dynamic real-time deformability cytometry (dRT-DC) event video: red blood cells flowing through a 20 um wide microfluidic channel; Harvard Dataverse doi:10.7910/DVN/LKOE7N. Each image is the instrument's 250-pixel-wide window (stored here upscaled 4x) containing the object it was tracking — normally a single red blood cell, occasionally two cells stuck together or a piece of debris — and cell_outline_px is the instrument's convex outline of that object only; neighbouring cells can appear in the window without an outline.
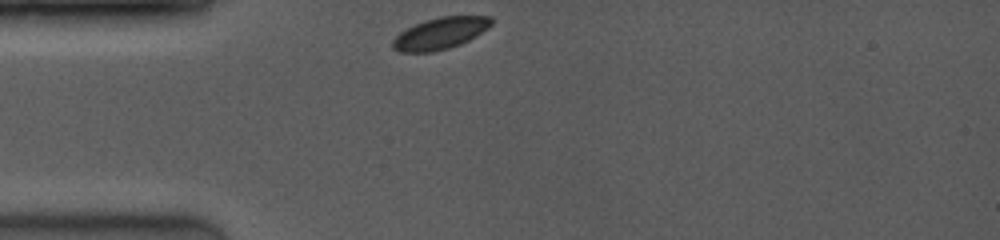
{"species": "common noctule bat (a hibernating species)", "species_latin": "Nyctalus noctula", "temperature_condition": "room temperature", "stored_images_in_passage": 9, "camera_frame_rate_fps": 4000, "um_per_image_px": 0.085, "animal": {"sex": "female", "body_mass_g": 19.0, "forearm_length_mm": 53.3}, "frame": {"image": 1, "passage_image": 1, "time_ms": 0.0, "image_size_px": [1000, 240], "cell_outline_px": [[492, 24], [488, 28], [476, 36], [460, 44], [448, 48], [432, 52], [400, 52], [392, 48], [392, 40], [400, 32], [424, 20], [440, 16], [488, 16], [492, 20]], "centroid_in_image_um": [37.41, 2.83], "position_along_channel_um": 47.6, "area_um2": 18.09}}
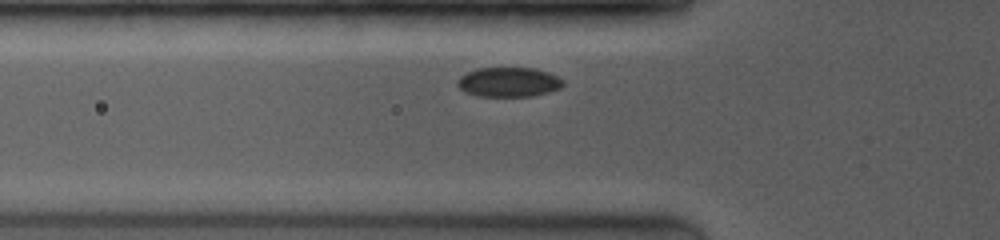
{"frame": {"image": 2, "passage_image": 4, "time_ms": 1.25, "image_size_px": [1000, 240], "cell_outline_px": [[564, 84], [560, 88], [548, 92], [532, 96], [476, 96], [464, 92], [456, 84], [460, 76], [476, 68], [536, 68], [548, 72], [564, 80]], "centroid_in_image_um": [43.23, 6.98], "position_along_channel_um": 82.6, "area_um2": 18.26}}
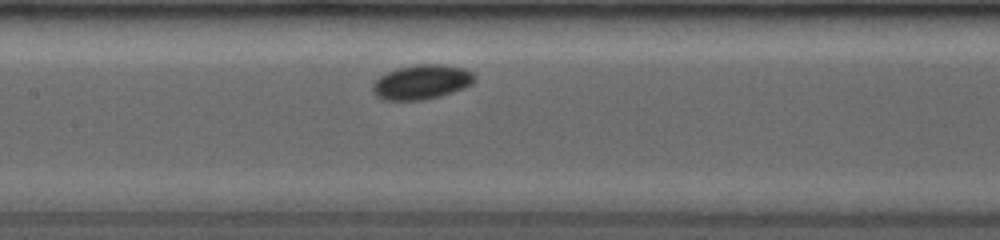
{"frame": {"image": 3, "passage_image": 9, "time_ms": 3.5, "image_size_px": [1000, 240], "cell_outline_px": [[476, 80], [472, 84], [464, 88], [440, 96], [424, 100], [384, 100], [376, 96], [372, 88], [372, 84], [380, 76], [388, 72], [400, 68], [416, 64], [432, 64], [464, 68], [472, 72]], "centroid_in_image_um": [35.84, 6.99], "position_along_channel_um": 171.6, "area_um2": 20.35}}